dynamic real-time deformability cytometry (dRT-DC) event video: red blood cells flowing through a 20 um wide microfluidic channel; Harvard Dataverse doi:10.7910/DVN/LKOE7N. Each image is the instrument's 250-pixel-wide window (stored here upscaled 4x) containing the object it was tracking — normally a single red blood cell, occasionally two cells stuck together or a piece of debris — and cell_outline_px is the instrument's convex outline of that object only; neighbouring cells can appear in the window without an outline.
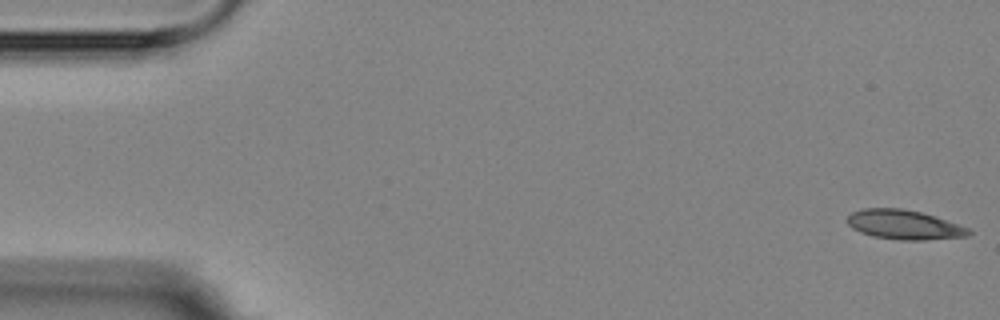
{"species": "Egyptian fruit bat (a non-hibernating species)", "species_latin": "Rousettus aegyptiacus", "temperature_condition": "room temperature", "stored_images_in_passage": 6, "camera_frame_rate_fps": 3000, "um_per_image_px": 0.085, "animal": {"sex": "female"}, "frame": {"image": 1, "passage_image": 1, "time_ms": 0.0, "image_size_px": [1000, 320], "cell_outline_px": [[972, 232], [968, 236], [924, 240], [900, 240], [872, 236], [860, 232], [852, 228], [848, 224], [848, 216], [852, 212], [864, 208], [900, 208], [920, 212], [968, 228]], "centroid_in_image_um": [76.81, 19.11], "position_along_channel_um": 8.2, "area_um2": 20.52}}
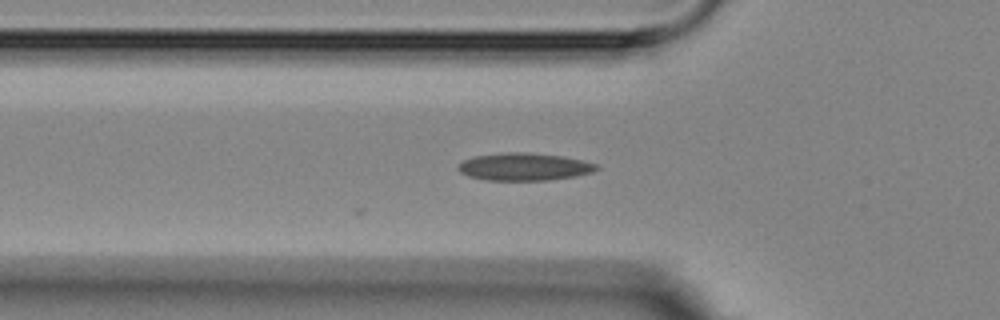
{"frame": {"image": 2, "passage_image": 6, "time_ms": 5.667, "image_size_px": [1000, 320], "cell_outline_px": [[600, 168], [592, 172], [576, 176], [548, 180], [484, 180], [468, 176], [460, 172], [456, 168], [464, 160], [476, 156], [508, 152], [524, 152], [560, 156], [580, 160], [596, 164]], "centroid_in_image_um": [44.54, 14.18], "position_along_channel_um": 81.3, "area_um2": 21.96}}